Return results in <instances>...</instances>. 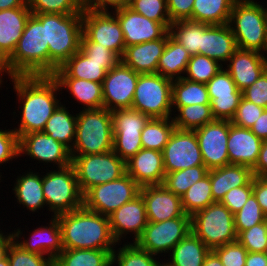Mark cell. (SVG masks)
Listing matches in <instances>:
<instances>
[{"instance_id": "18", "label": "cell", "mask_w": 267, "mask_h": 266, "mask_svg": "<svg viewBox=\"0 0 267 266\" xmlns=\"http://www.w3.org/2000/svg\"><path fill=\"white\" fill-rule=\"evenodd\" d=\"M21 153L46 164L53 162V166L56 164L58 168L72 164L70 149L43 131L22 135L19 138V157Z\"/></svg>"}, {"instance_id": "68", "label": "cell", "mask_w": 267, "mask_h": 266, "mask_svg": "<svg viewBox=\"0 0 267 266\" xmlns=\"http://www.w3.org/2000/svg\"><path fill=\"white\" fill-rule=\"evenodd\" d=\"M157 266H170L168 263H163L162 264L159 262Z\"/></svg>"}, {"instance_id": "58", "label": "cell", "mask_w": 267, "mask_h": 266, "mask_svg": "<svg viewBox=\"0 0 267 266\" xmlns=\"http://www.w3.org/2000/svg\"><path fill=\"white\" fill-rule=\"evenodd\" d=\"M171 23L189 20L192 16L194 0H166Z\"/></svg>"}, {"instance_id": "34", "label": "cell", "mask_w": 267, "mask_h": 266, "mask_svg": "<svg viewBox=\"0 0 267 266\" xmlns=\"http://www.w3.org/2000/svg\"><path fill=\"white\" fill-rule=\"evenodd\" d=\"M61 89L68 90L84 110L104 108L102 83L78 78H55ZM63 87V88H62Z\"/></svg>"}, {"instance_id": "54", "label": "cell", "mask_w": 267, "mask_h": 266, "mask_svg": "<svg viewBox=\"0 0 267 266\" xmlns=\"http://www.w3.org/2000/svg\"><path fill=\"white\" fill-rule=\"evenodd\" d=\"M80 50L91 60L96 62H120L121 58L106 47L91 42L83 33L81 36Z\"/></svg>"}, {"instance_id": "41", "label": "cell", "mask_w": 267, "mask_h": 266, "mask_svg": "<svg viewBox=\"0 0 267 266\" xmlns=\"http://www.w3.org/2000/svg\"><path fill=\"white\" fill-rule=\"evenodd\" d=\"M178 111L173 117L174 125L180 130L194 131L215 120L210 104H193L188 106H172Z\"/></svg>"}, {"instance_id": "24", "label": "cell", "mask_w": 267, "mask_h": 266, "mask_svg": "<svg viewBox=\"0 0 267 266\" xmlns=\"http://www.w3.org/2000/svg\"><path fill=\"white\" fill-rule=\"evenodd\" d=\"M225 70L242 92L267 70V56L254 50L237 49Z\"/></svg>"}, {"instance_id": "50", "label": "cell", "mask_w": 267, "mask_h": 266, "mask_svg": "<svg viewBox=\"0 0 267 266\" xmlns=\"http://www.w3.org/2000/svg\"><path fill=\"white\" fill-rule=\"evenodd\" d=\"M237 241L248 252H267V219L237 234Z\"/></svg>"}, {"instance_id": "4", "label": "cell", "mask_w": 267, "mask_h": 266, "mask_svg": "<svg viewBox=\"0 0 267 266\" xmlns=\"http://www.w3.org/2000/svg\"><path fill=\"white\" fill-rule=\"evenodd\" d=\"M32 15L45 25L46 44L49 48V75H53L80 50L82 13Z\"/></svg>"}, {"instance_id": "38", "label": "cell", "mask_w": 267, "mask_h": 266, "mask_svg": "<svg viewBox=\"0 0 267 266\" xmlns=\"http://www.w3.org/2000/svg\"><path fill=\"white\" fill-rule=\"evenodd\" d=\"M236 0H194L192 21L209 25L227 24Z\"/></svg>"}, {"instance_id": "61", "label": "cell", "mask_w": 267, "mask_h": 266, "mask_svg": "<svg viewBox=\"0 0 267 266\" xmlns=\"http://www.w3.org/2000/svg\"><path fill=\"white\" fill-rule=\"evenodd\" d=\"M253 176L267 177V140L263 141L257 163L252 168Z\"/></svg>"}, {"instance_id": "27", "label": "cell", "mask_w": 267, "mask_h": 266, "mask_svg": "<svg viewBox=\"0 0 267 266\" xmlns=\"http://www.w3.org/2000/svg\"><path fill=\"white\" fill-rule=\"evenodd\" d=\"M238 49L230 26L202 23V42L200 54L214 59L220 64L228 63L229 58Z\"/></svg>"}, {"instance_id": "36", "label": "cell", "mask_w": 267, "mask_h": 266, "mask_svg": "<svg viewBox=\"0 0 267 266\" xmlns=\"http://www.w3.org/2000/svg\"><path fill=\"white\" fill-rule=\"evenodd\" d=\"M65 107L62 104L57 107L47 120L43 132L71 150L76 138L77 114H70Z\"/></svg>"}, {"instance_id": "30", "label": "cell", "mask_w": 267, "mask_h": 266, "mask_svg": "<svg viewBox=\"0 0 267 266\" xmlns=\"http://www.w3.org/2000/svg\"><path fill=\"white\" fill-rule=\"evenodd\" d=\"M118 63L96 62L79 50L58 68L52 76L54 78H78L102 83L106 72Z\"/></svg>"}, {"instance_id": "60", "label": "cell", "mask_w": 267, "mask_h": 266, "mask_svg": "<svg viewBox=\"0 0 267 266\" xmlns=\"http://www.w3.org/2000/svg\"><path fill=\"white\" fill-rule=\"evenodd\" d=\"M129 0H85V7L95 11H108L109 7L113 9L129 6Z\"/></svg>"}, {"instance_id": "25", "label": "cell", "mask_w": 267, "mask_h": 266, "mask_svg": "<svg viewBox=\"0 0 267 266\" xmlns=\"http://www.w3.org/2000/svg\"><path fill=\"white\" fill-rule=\"evenodd\" d=\"M126 173L140 187L163 184L166 173L162 152L142 148L126 162Z\"/></svg>"}, {"instance_id": "9", "label": "cell", "mask_w": 267, "mask_h": 266, "mask_svg": "<svg viewBox=\"0 0 267 266\" xmlns=\"http://www.w3.org/2000/svg\"><path fill=\"white\" fill-rule=\"evenodd\" d=\"M172 82L158 73L140 74L131 109L150 118L172 116ZM171 115V116H170Z\"/></svg>"}, {"instance_id": "47", "label": "cell", "mask_w": 267, "mask_h": 266, "mask_svg": "<svg viewBox=\"0 0 267 266\" xmlns=\"http://www.w3.org/2000/svg\"><path fill=\"white\" fill-rule=\"evenodd\" d=\"M32 14H75L83 13L85 0H27Z\"/></svg>"}, {"instance_id": "10", "label": "cell", "mask_w": 267, "mask_h": 266, "mask_svg": "<svg viewBox=\"0 0 267 266\" xmlns=\"http://www.w3.org/2000/svg\"><path fill=\"white\" fill-rule=\"evenodd\" d=\"M71 157L83 195L90 188L118 179L126 173V163L113 150L102 154Z\"/></svg>"}, {"instance_id": "12", "label": "cell", "mask_w": 267, "mask_h": 266, "mask_svg": "<svg viewBox=\"0 0 267 266\" xmlns=\"http://www.w3.org/2000/svg\"><path fill=\"white\" fill-rule=\"evenodd\" d=\"M149 119L133 109L112 111L113 151L125 163L142 149L141 133Z\"/></svg>"}, {"instance_id": "15", "label": "cell", "mask_w": 267, "mask_h": 266, "mask_svg": "<svg viewBox=\"0 0 267 266\" xmlns=\"http://www.w3.org/2000/svg\"><path fill=\"white\" fill-rule=\"evenodd\" d=\"M139 75L121 61L107 71L102 82L104 108L111 112L131 109Z\"/></svg>"}, {"instance_id": "40", "label": "cell", "mask_w": 267, "mask_h": 266, "mask_svg": "<svg viewBox=\"0 0 267 266\" xmlns=\"http://www.w3.org/2000/svg\"><path fill=\"white\" fill-rule=\"evenodd\" d=\"M175 128L172 117L150 118L141 133L142 148L162 152Z\"/></svg>"}, {"instance_id": "14", "label": "cell", "mask_w": 267, "mask_h": 266, "mask_svg": "<svg viewBox=\"0 0 267 266\" xmlns=\"http://www.w3.org/2000/svg\"><path fill=\"white\" fill-rule=\"evenodd\" d=\"M82 33L91 42L98 43L122 57L125 51L124 34L112 11H95L85 7L82 13Z\"/></svg>"}, {"instance_id": "26", "label": "cell", "mask_w": 267, "mask_h": 266, "mask_svg": "<svg viewBox=\"0 0 267 266\" xmlns=\"http://www.w3.org/2000/svg\"><path fill=\"white\" fill-rule=\"evenodd\" d=\"M262 144L263 141L250 129L236 126L229 120V164L245 165L252 169L257 163Z\"/></svg>"}, {"instance_id": "49", "label": "cell", "mask_w": 267, "mask_h": 266, "mask_svg": "<svg viewBox=\"0 0 267 266\" xmlns=\"http://www.w3.org/2000/svg\"><path fill=\"white\" fill-rule=\"evenodd\" d=\"M129 7L148 19L162 23L168 30L172 24L166 0H131Z\"/></svg>"}, {"instance_id": "3", "label": "cell", "mask_w": 267, "mask_h": 266, "mask_svg": "<svg viewBox=\"0 0 267 266\" xmlns=\"http://www.w3.org/2000/svg\"><path fill=\"white\" fill-rule=\"evenodd\" d=\"M12 76L49 75V48L45 25L34 15L28 18L13 54L0 66V79Z\"/></svg>"}, {"instance_id": "45", "label": "cell", "mask_w": 267, "mask_h": 266, "mask_svg": "<svg viewBox=\"0 0 267 266\" xmlns=\"http://www.w3.org/2000/svg\"><path fill=\"white\" fill-rule=\"evenodd\" d=\"M224 66L208 56L191 55L183 78L199 83H208Z\"/></svg>"}, {"instance_id": "59", "label": "cell", "mask_w": 267, "mask_h": 266, "mask_svg": "<svg viewBox=\"0 0 267 266\" xmlns=\"http://www.w3.org/2000/svg\"><path fill=\"white\" fill-rule=\"evenodd\" d=\"M253 194L267 217V177L253 176Z\"/></svg>"}, {"instance_id": "37", "label": "cell", "mask_w": 267, "mask_h": 266, "mask_svg": "<svg viewBox=\"0 0 267 266\" xmlns=\"http://www.w3.org/2000/svg\"><path fill=\"white\" fill-rule=\"evenodd\" d=\"M101 249H63L53 266H112V252Z\"/></svg>"}, {"instance_id": "48", "label": "cell", "mask_w": 267, "mask_h": 266, "mask_svg": "<svg viewBox=\"0 0 267 266\" xmlns=\"http://www.w3.org/2000/svg\"><path fill=\"white\" fill-rule=\"evenodd\" d=\"M266 219L267 217L262 212L256 197L252 193L242 209L234 214V226L236 234L263 223Z\"/></svg>"}, {"instance_id": "31", "label": "cell", "mask_w": 267, "mask_h": 266, "mask_svg": "<svg viewBox=\"0 0 267 266\" xmlns=\"http://www.w3.org/2000/svg\"><path fill=\"white\" fill-rule=\"evenodd\" d=\"M212 198L220 202L231 189L245 186L252 178V169L245 165L228 164L221 168L208 170Z\"/></svg>"}, {"instance_id": "44", "label": "cell", "mask_w": 267, "mask_h": 266, "mask_svg": "<svg viewBox=\"0 0 267 266\" xmlns=\"http://www.w3.org/2000/svg\"><path fill=\"white\" fill-rule=\"evenodd\" d=\"M207 173L208 169L205 165L166 173L162 185L175 195L181 197L190 186L205 177Z\"/></svg>"}, {"instance_id": "16", "label": "cell", "mask_w": 267, "mask_h": 266, "mask_svg": "<svg viewBox=\"0 0 267 266\" xmlns=\"http://www.w3.org/2000/svg\"><path fill=\"white\" fill-rule=\"evenodd\" d=\"M165 173L204 165L195 131L175 128L162 151Z\"/></svg>"}, {"instance_id": "1", "label": "cell", "mask_w": 267, "mask_h": 266, "mask_svg": "<svg viewBox=\"0 0 267 266\" xmlns=\"http://www.w3.org/2000/svg\"><path fill=\"white\" fill-rule=\"evenodd\" d=\"M13 89L21 100L22 115L18 128H14L18 138L22 135L43 131L47 120L61 102L56 98L60 86L52 75L12 76Z\"/></svg>"}, {"instance_id": "35", "label": "cell", "mask_w": 267, "mask_h": 266, "mask_svg": "<svg viewBox=\"0 0 267 266\" xmlns=\"http://www.w3.org/2000/svg\"><path fill=\"white\" fill-rule=\"evenodd\" d=\"M14 191L17 202L32 212L44 207L46 204L42 177L38 173L31 170L22 176H18L12 189Z\"/></svg>"}, {"instance_id": "22", "label": "cell", "mask_w": 267, "mask_h": 266, "mask_svg": "<svg viewBox=\"0 0 267 266\" xmlns=\"http://www.w3.org/2000/svg\"><path fill=\"white\" fill-rule=\"evenodd\" d=\"M108 217L113 237L117 243L129 232L134 234L133 243H136L148 224L145 202L141 195L125 203Z\"/></svg>"}, {"instance_id": "67", "label": "cell", "mask_w": 267, "mask_h": 266, "mask_svg": "<svg viewBox=\"0 0 267 266\" xmlns=\"http://www.w3.org/2000/svg\"><path fill=\"white\" fill-rule=\"evenodd\" d=\"M0 266H9V260L7 258V256L0 261Z\"/></svg>"}, {"instance_id": "52", "label": "cell", "mask_w": 267, "mask_h": 266, "mask_svg": "<svg viewBox=\"0 0 267 266\" xmlns=\"http://www.w3.org/2000/svg\"><path fill=\"white\" fill-rule=\"evenodd\" d=\"M223 266H245L248 251L237 240L213 250Z\"/></svg>"}, {"instance_id": "43", "label": "cell", "mask_w": 267, "mask_h": 266, "mask_svg": "<svg viewBox=\"0 0 267 266\" xmlns=\"http://www.w3.org/2000/svg\"><path fill=\"white\" fill-rule=\"evenodd\" d=\"M182 206L186 214L192 216L195 212L205 209L215 203L212 198L210 177L207 174L195 182L181 196Z\"/></svg>"}, {"instance_id": "51", "label": "cell", "mask_w": 267, "mask_h": 266, "mask_svg": "<svg viewBox=\"0 0 267 266\" xmlns=\"http://www.w3.org/2000/svg\"><path fill=\"white\" fill-rule=\"evenodd\" d=\"M44 256L23 250L14 240L7 252L9 266H53V259Z\"/></svg>"}, {"instance_id": "11", "label": "cell", "mask_w": 267, "mask_h": 266, "mask_svg": "<svg viewBox=\"0 0 267 266\" xmlns=\"http://www.w3.org/2000/svg\"><path fill=\"white\" fill-rule=\"evenodd\" d=\"M140 189L134 179L125 173L118 179L90 188L83 195V206L90 211L109 216L139 196Z\"/></svg>"}, {"instance_id": "63", "label": "cell", "mask_w": 267, "mask_h": 266, "mask_svg": "<svg viewBox=\"0 0 267 266\" xmlns=\"http://www.w3.org/2000/svg\"><path fill=\"white\" fill-rule=\"evenodd\" d=\"M245 266H267V252H248Z\"/></svg>"}, {"instance_id": "7", "label": "cell", "mask_w": 267, "mask_h": 266, "mask_svg": "<svg viewBox=\"0 0 267 266\" xmlns=\"http://www.w3.org/2000/svg\"><path fill=\"white\" fill-rule=\"evenodd\" d=\"M191 231L211 250L237 240L234 214L220 202L195 212Z\"/></svg>"}, {"instance_id": "19", "label": "cell", "mask_w": 267, "mask_h": 266, "mask_svg": "<svg viewBox=\"0 0 267 266\" xmlns=\"http://www.w3.org/2000/svg\"><path fill=\"white\" fill-rule=\"evenodd\" d=\"M206 87L214 118L231 121L242 99V92L237 88L229 73L222 68L206 83Z\"/></svg>"}, {"instance_id": "29", "label": "cell", "mask_w": 267, "mask_h": 266, "mask_svg": "<svg viewBox=\"0 0 267 266\" xmlns=\"http://www.w3.org/2000/svg\"><path fill=\"white\" fill-rule=\"evenodd\" d=\"M167 43V33L160 39L125 47L121 62L139 74L157 73L159 58Z\"/></svg>"}, {"instance_id": "65", "label": "cell", "mask_w": 267, "mask_h": 266, "mask_svg": "<svg viewBox=\"0 0 267 266\" xmlns=\"http://www.w3.org/2000/svg\"><path fill=\"white\" fill-rule=\"evenodd\" d=\"M28 7L27 0H0V10Z\"/></svg>"}, {"instance_id": "55", "label": "cell", "mask_w": 267, "mask_h": 266, "mask_svg": "<svg viewBox=\"0 0 267 266\" xmlns=\"http://www.w3.org/2000/svg\"><path fill=\"white\" fill-rule=\"evenodd\" d=\"M253 193V178L245 185L229 190L222 200L221 204L225 205L233 214L242 209L249 196Z\"/></svg>"}, {"instance_id": "39", "label": "cell", "mask_w": 267, "mask_h": 266, "mask_svg": "<svg viewBox=\"0 0 267 266\" xmlns=\"http://www.w3.org/2000/svg\"><path fill=\"white\" fill-rule=\"evenodd\" d=\"M193 104H210L205 83L190 81L185 78L172 82V106H188Z\"/></svg>"}, {"instance_id": "33", "label": "cell", "mask_w": 267, "mask_h": 266, "mask_svg": "<svg viewBox=\"0 0 267 266\" xmlns=\"http://www.w3.org/2000/svg\"><path fill=\"white\" fill-rule=\"evenodd\" d=\"M211 249L192 231L170 251V266H202Z\"/></svg>"}, {"instance_id": "46", "label": "cell", "mask_w": 267, "mask_h": 266, "mask_svg": "<svg viewBox=\"0 0 267 266\" xmlns=\"http://www.w3.org/2000/svg\"><path fill=\"white\" fill-rule=\"evenodd\" d=\"M155 255L142 250L135 243H124V246L118 248V251L112 252V266L115 263L118 266H157Z\"/></svg>"}, {"instance_id": "8", "label": "cell", "mask_w": 267, "mask_h": 266, "mask_svg": "<svg viewBox=\"0 0 267 266\" xmlns=\"http://www.w3.org/2000/svg\"><path fill=\"white\" fill-rule=\"evenodd\" d=\"M42 187L45 206L54 217L83 207V194L72 164L47 172L42 176Z\"/></svg>"}, {"instance_id": "62", "label": "cell", "mask_w": 267, "mask_h": 266, "mask_svg": "<svg viewBox=\"0 0 267 266\" xmlns=\"http://www.w3.org/2000/svg\"><path fill=\"white\" fill-rule=\"evenodd\" d=\"M250 130L262 141L267 140V109H264Z\"/></svg>"}, {"instance_id": "5", "label": "cell", "mask_w": 267, "mask_h": 266, "mask_svg": "<svg viewBox=\"0 0 267 266\" xmlns=\"http://www.w3.org/2000/svg\"><path fill=\"white\" fill-rule=\"evenodd\" d=\"M228 25L239 49L267 52V7L254 0H236Z\"/></svg>"}, {"instance_id": "20", "label": "cell", "mask_w": 267, "mask_h": 266, "mask_svg": "<svg viewBox=\"0 0 267 266\" xmlns=\"http://www.w3.org/2000/svg\"><path fill=\"white\" fill-rule=\"evenodd\" d=\"M118 18L125 40V47L162 38L169 30L160 22L148 19L129 6L113 11Z\"/></svg>"}, {"instance_id": "6", "label": "cell", "mask_w": 267, "mask_h": 266, "mask_svg": "<svg viewBox=\"0 0 267 266\" xmlns=\"http://www.w3.org/2000/svg\"><path fill=\"white\" fill-rule=\"evenodd\" d=\"M112 112L106 108L77 113L76 138L71 155L102 154L113 150Z\"/></svg>"}, {"instance_id": "28", "label": "cell", "mask_w": 267, "mask_h": 266, "mask_svg": "<svg viewBox=\"0 0 267 266\" xmlns=\"http://www.w3.org/2000/svg\"><path fill=\"white\" fill-rule=\"evenodd\" d=\"M31 14L29 7L0 10V66L15 51Z\"/></svg>"}, {"instance_id": "56", "label": "cell", "mask_w": 267, "mask_h": 266, "mask_svg": "<svg viewBox=\"0 0 267 266\" xmlns=\"http://www.w3.org/2000/svg\"><path fill=\"white\" fill-rule=\"evenodd\" d=\"M19 156V138L12 130L0 129V164L8 163Z\"/></svg>"}, {"instance_id": "32", "label": "cell", "mask_w": 267, "mask_h": 266, "mask_svg": "<svg viewBox=\"0 0 267 266\" xmlns=\"http://www.w3.org/2000/svg\"><path fill=\"white\" fill-rule=\"evenodd\" d=\"M190 58L189 51L175 41L168 31L167 43L158 61L157 73L171 80L183 78L182 73H185Z\"/></svg>"}, {"instance_id": "64", "label": "cell", "mask_w": 267, "mask_h": 266, "mask_svg": "<svg viewBox=\"0 0 267 266\" xmlns=\"http://www.w3.org/2000/svg\"><path fill=\"white\" fill-rule=\"evenodd\" d=\"M13 241V235L10 232L4 235L2 230L0 231V261L7 256L10 243Z\"/></svg>"}, {"instance_id": "17", "label": "cell", "mask_w": 267, "mask_h": 266, "mask_svg": "<svg viewBox=\"0 0 267 266\" xmlns=\"http://www.w3.org/2000/svg\"><path fill=\"white\" fill-rule=\"evenodd\" d=\"M195 131L204 165L208 170L229 164L227 142L229 120L215 119Z\"/></svg>"}, {"instance_id": "66", "label": "cell", "mask_w": 267, "mask_h": 266, "mask_svg": "<svg viewBox=\"0 0 267 266\" xmlns=\"http://www.w3.org/2000/svg\"><path fill=\"white\" fill-rule=\"evenodd\" d=\"M202 266H223L218 255L211 250L210 253L206 256L204 264Z\"/></svg>"}, {"instance_id": "53", "label": "cell", "mask_w": 267, "mask_h": 266, "mask_svg": "<svg viewBox=\"0 0 267 266\" xmlns=\"http://www.w3.org/2000/svg\"><path fill=\"white\" fill-rule=\"evenodd\" d=\"M263 111L264 108L242 97L236 113L231 119V123L242 128L250 129Z\"/></svg>"}, {"instance_id": "57", "label": "cell", "mask_w": 267, "mask_h": 266, "mask_svg": "<svg viewBox=\"0 0 267 266\" xmlns=\"http://www.w3.org/2000/svg\"><path fill=\"white\" fill-rule=\"evenodd\" d=\"M242 97L267 109V70L253 84L242 91Z\"/></svg>"}, {"instance_id": "21", "label": "cell", "mask_w": 267, "mask_h": 266, "mask_svg": "<svg viewBox=\"0 0 267 266\" xmlns=\"http://www.w3.org/2000/svg\"><path fill=\"white\" fill-rule=\"evenodd\" d=\"M144 199L148 222H161L185 215L181 197L164 185H147L140 189Z\"/></svg>"}, {"instance_id": "2", "label": "cell", "mask_w": 267, "mask_h": 266, "mask_svg": "<svg viewBox=\"0 0 267 266\" xmlns=\"http://www.w3.org/2000/svg\"><path fill=\"white\" fill-rule=\"evenodd\" d=\"M62 231L64 249L115 250L109 217L90 211L84 206L56 216Z\"/></svg>"}, {"instance_id": "23", "label": "cell", "mask_w": 267, "mask_h": 266, "mask_svg": "<svg viewBox=\"0 0 267 266\" xmlns=\"http://www.w3.org/2000/svg\"><path fill=\"white\" fill-rule=\"evenodd\" d=\"M14 242L23 250L39 255H45L53 260L62 252V231L57 217L52 216L50 224L40 226L33 231L32 235L25 240L20 241L22 231L20 229L11 232Z\"/></svg>"}, {"instance_id": "13", "label": "cell", "mask_w": 267, "mask_h": 266, "mask_svg": "<svg viewBox=\"0 0 267 266\" xmlns=\"http://www.w3.org/2000/svg\"><path fill=\"white\" fill-rule=\"evenodd\" d=\"M190 232L191 216L188 214L161 222H148L135 244L157 256L160 253H170Z\"/></svg>"}, {"instance_id": "42", "label": "cell", "mask_w": 267, "mask_h": 266, "mask_svg": "<svg viewBox=\"0 0 267 266\" xmlns=\"http://www.w3.org/2000/svg\"><path fill=\"white\" fill-rule=\"evenodd\" d=\"M170 36L181 44L191 55L200 54L202 42V23L192 20L173 22L169 28Z\"/></svg>"}]
</instances>
